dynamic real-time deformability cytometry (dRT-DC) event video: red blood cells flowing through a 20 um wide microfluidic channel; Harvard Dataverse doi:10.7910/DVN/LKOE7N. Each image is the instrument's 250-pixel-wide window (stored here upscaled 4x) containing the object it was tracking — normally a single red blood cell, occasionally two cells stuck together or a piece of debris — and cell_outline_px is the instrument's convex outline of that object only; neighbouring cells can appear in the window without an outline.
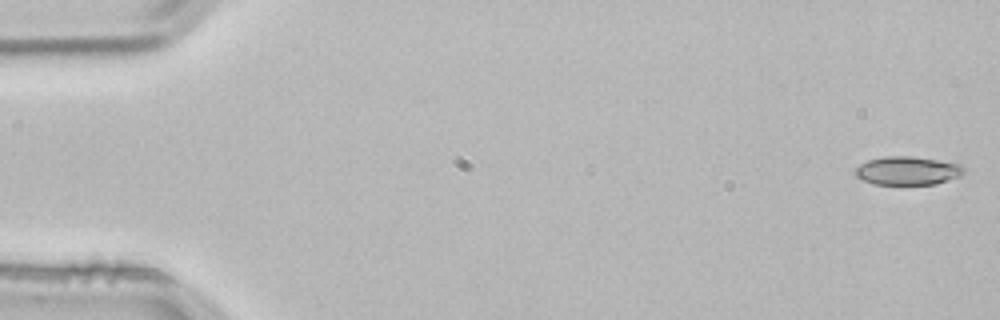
{"species": "common noctule bat (a hibernating species)", "species_latin": "Nyctalus noctula", "temperature_condition": "room temperature", "stored_images_in_passage": 4, "camera_frame_rate_fps": 3000, "um_per_image_px": 0.085, "animal": {"sex": "male", "body_mass_g": 21.5, "forearm_length_mm": 52.0}, "frame": {"image": 1, "passage_image": 1, "time_ms": 0.0, "image_size_px": [1000, 320], "cell_outline_px": [[964, 172], [960, 176], [936, 184], [872, 184], [856, 176], [856, 168], [860, 164], [868, 160], [884, 156], [912, 156], [940, 160], [960, 164], [964, 168]], "centroid_in_image_um": [77.16, 14.5], "position_along_channel_um": 7.8, "area_um2": 17.98}}
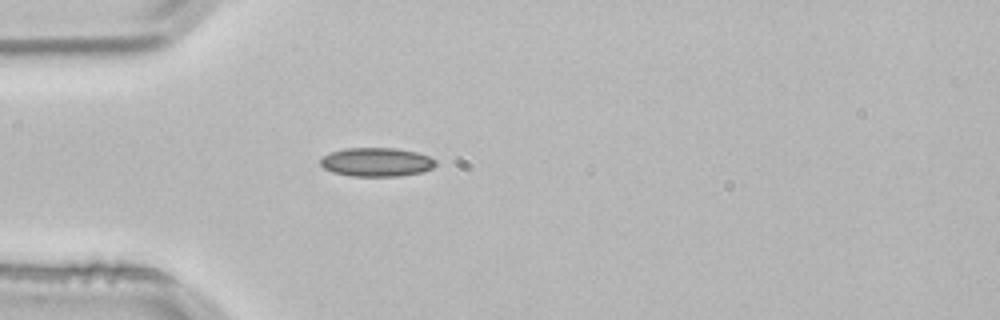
{"frame": {"image": 2, "passage_image": 4, "time_ms": 1.0, "image_size_px": [1000, 320], "cell_outline_px": [[436, 164], [432, 168], [420, 172], [400, 176], [352, 176], [332, 172], [324, 168], [320, 164], [320, 160], [324, 156], [332, 152], [344, 148], [396, 148], [416, 152], [428, 156], [436, 160]], "centroid_in_image_um": [32.0, 13.77], "position_along_channel_um": 53.0, "area_um2": 19.25}}